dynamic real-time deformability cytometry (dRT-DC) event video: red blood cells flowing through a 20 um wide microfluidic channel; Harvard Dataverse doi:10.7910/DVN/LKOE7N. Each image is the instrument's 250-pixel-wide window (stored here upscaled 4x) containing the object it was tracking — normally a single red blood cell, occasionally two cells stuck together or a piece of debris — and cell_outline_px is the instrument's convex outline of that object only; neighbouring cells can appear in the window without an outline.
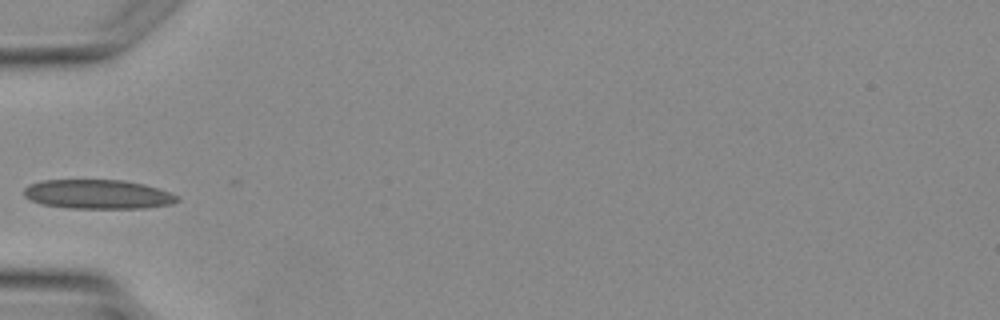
{"species": "Egyptian fruit bat (a non-hibernating species)", "species_latin": "Rousettus aegyptiacus", "temperature_condition": "warm", "stored_images_in_passage": 3, "camera_frame_rate_fps": 3000, "um_per_image_px": 0.085, "animal": {"sex": "female"}, "frame": {"image": 1, "passage_image": 3, "time_ms": 2.333, "image_size_px": [1000, 320], "cell_outline_px": [[180, 200], [172, 204], [144, 208], [68, 208], [40, 204], [24, 196], [24, 188], [28, 184], [44, 180], [124, 180], [144, 184], [160, 188], [180, 196]], "centroid_in_image_um": [8.35, 16.51], "position_along_channel_um": 76.7, "area_um2": 26.36}}